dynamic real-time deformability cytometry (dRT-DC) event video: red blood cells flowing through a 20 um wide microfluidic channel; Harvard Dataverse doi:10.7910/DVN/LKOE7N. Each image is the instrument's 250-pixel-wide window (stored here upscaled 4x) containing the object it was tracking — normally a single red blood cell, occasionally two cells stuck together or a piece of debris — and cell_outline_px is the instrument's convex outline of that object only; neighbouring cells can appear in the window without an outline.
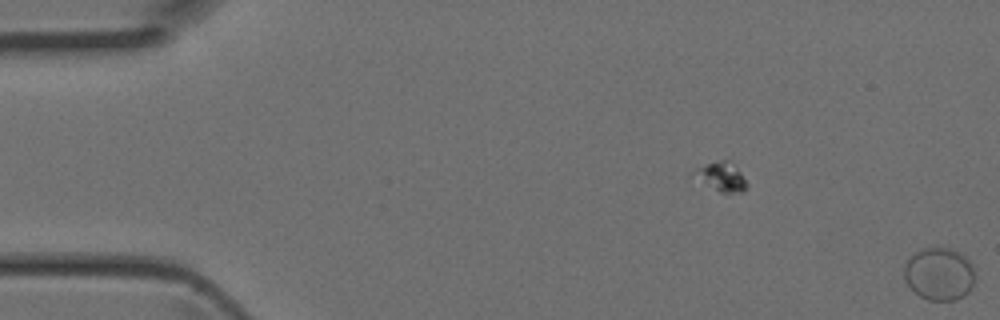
{"species": "Egyptian fruit bat (a non-hibernating species)", "species_latin": "Rousettus aegyptiacus", "temperature_condition": "room temperature", "stored_images_in_passage": 3, "camera_frame_rate_fps": 3000, "um_per_image_px": 0.085, "animal": {"sex": "female"}, "frame": {"image": 1, "passage_image": 3, "time_ms": 0.667, "image_size_px": [1000, 320], "cell_outline_px": [[976, 268], [972, 284], [968, 292], [964, 296], [956, 300], [928, 300], [920, 296], [904, 280], [904, 264], [920, 248], [936, 244], [940, 244], [952, 248], [960, 252]], "centroid_in_image_um": [79.84, 23.22], "position_along_channel_um": 5.2, "area_um2": 22.31}}